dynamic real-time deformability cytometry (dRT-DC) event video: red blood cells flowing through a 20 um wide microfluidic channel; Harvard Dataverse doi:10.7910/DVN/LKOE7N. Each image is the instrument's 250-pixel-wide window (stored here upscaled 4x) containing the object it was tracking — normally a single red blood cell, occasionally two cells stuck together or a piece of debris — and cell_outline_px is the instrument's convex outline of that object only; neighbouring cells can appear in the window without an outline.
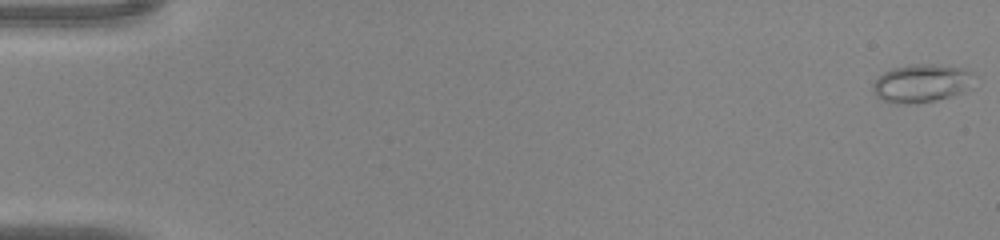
{"species": "common noctule bat (a hibernating species)", "species_latin": "Nyctalus noctula", "temperature_condition": "warm", "stored_images_in_passage": 45, "camera_frame_rate_fps": 3000, "um_per_image_px": 0.085, "animal": {"sex": "male", "body_mass_g": 20.0, "forearm_length_mm": 53.3}, "frame": {"image": 1, "passage_image": 1, "time_ms": 0.0, "image_size_px": [1000, 240], "cell_outline_px": [[972, 88], [964, 92], [936, 100], [916, 104], [896, 104], [884, 100], [876, 96], [872, 88], [872, 84], [884, 72], [892, 68], [912, 64], [932, 64], [964, 68], [972, 72]], "centroid_in_image_um": [78.34, 7.09], "position_along_channel_um": 6.7, "area_um2": 22.66}}
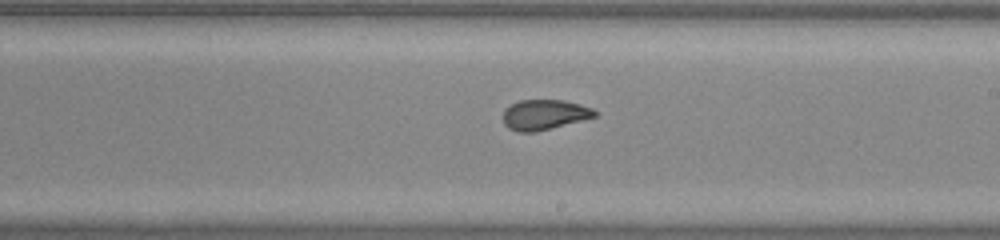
{"frame": {"image": 2, "passage_image": 27, "time_ms": 8.667, "image_size_px": [1000, 240], "cell_outline_px": [[596, 116], [536, 132], [520, 132], [508, 128], [504, 124], [504, 108], [520, 100], [560, 100], [580, 104], [592, 108], [596, 112]], "centroid_in_image_um": [46.24, 9.75], "position_along_channel_um": 242.8, "area_um2": 15.9}}
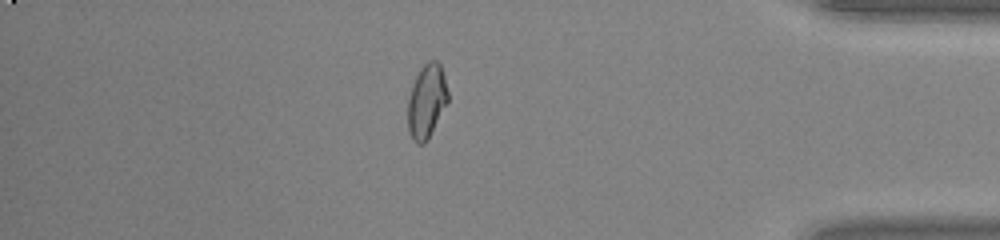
{"frame": {"image": 3, "passage_image": 39, "time_ms": 12.667, "image_size_px": [1000, 240], "cell_outline_px": [[448, 100], [428, 140], [424, 144], [416, 144], [412, 140], [408, 132], [408, 96], [412, 84], [420, 68], [428, 60], [436, 60], [440, 64], [444, 76], [448, 92]], "centroid_in_image_um": [36.24, 8.61], "position_along_channel_um": 399.0, "area_um2": 17.4}}